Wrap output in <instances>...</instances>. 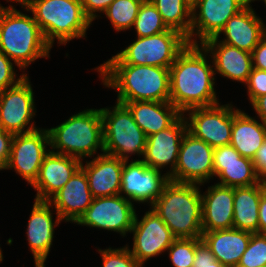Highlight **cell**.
Masks as SVG:
<instances>
[{"instance_id": "1", "label": "cell", "mask_w": 266, "mask_h": 267, "mask_svg": "<svg viewBox=\"0 0 266 267\" xmlns=\"http://www.w3.org/2000/svg\"><path fill=\"white\" fill-rule=\"evenodd\" d=\"M201 44H190L170 66V102L182 113L195 107L219 104L215 92V72Z\"/></svg>"}, {"instance_id": "2", "label": "cell", "mask_w": 266, "mask_h": 267, "mask_svg": "<svg viewBox=\"0 0 266 267\" xmlns=\"http://www.w3.org/2000/svg\"><path fill=\"white\" fill-rule=\"evenodd\" d=\"M95 70L104 86L117 90L116 102H170L169 68L103 63Z\"/></svg>"}, {"instance_id": "3", "label": "cell", "mask_w": 266, "mask_h": 267, "mask_svg": "<svg viewBox=\"0 0 266 267\" xmlns=\"http://www.w3.org/2000/svg\"><path fill=\"white\" fill-rule=\"evenodd\" d=\"M199 186L170 180L150 207L175 238H202V193Z\"/></svg>"}, {"instance_id": "4", "label": "cell", "mask_w": 266, "mask_h": 267, "mask_svg": "<svg viewBox=\"0 0 266 267\" xmlns=\"http://www.w3.org/2000/svg\"><path fill=\"white\" fill-rule=\"evenodd\" d=\"M51 48L33 15L0 4V51L20 70L27 69L38 58L50 57Z\"/></svg>"}, {"instance_id": "5", "label": "cell", "mask_w": 266, "mask_h": 267, "mask_svg": "<svg viewBox=\"0 0 266 267\" xmlns=\"http://www.w3.org/2000/svg\"><path fill=\"white\" fill-rule=\"evenodd\" d=\"M18 2L31 12L52 47L54 40L66 45L74 38L86 37L91 21L85 16L81 0H6Z\"/></svg>"}, {"instance_id": "6", "label": "cell", "mask_w": 266, "mask_h": 267, "mask_svg": "<svg viewBox=\"0 0 266 267\" xmlns=\"http://www.w3.org/2000/svg\"><path fill=\"white\" fill-rule=\"evenodd\" d=\"M47 130L51 151L55 153L81 161L85 157H94L98 149L104 153L101 109L83 110Z\"/></svg>"}, {"instance_id": "7", "label": "cell", "mask_w": 266, "mask_h": 267, "mask_svg": "<svg viewBox=\"0 0 266 267\" xmlns=\"http://www.w3.org/2000/svg\"><path fill=\"white\" fill-rule=\"evenodd\" d=\"M100 108L103 122L104 153L129 160V156H142L147 136L134 121L129 109L116 102L112 108Z\"/></svg>"}, {"instance_id": "8", "label": "cell", "mask_w": 266, "mask_h": 267, "mask_svg": "<svg viewBox=\"0 0 266 267\" xmlns=\"http://www.w3.org/2000/svg\"><path fill=\"white\" fill-rule=\"evenodd\" d=\"M188 45L187 37L181 32L168 29L160 34L137 37L136 41L112 56L104 63L148 65L170 68L179 53Z\"/></svg>"}, {"instance_id": "9", "label": "cell", "mask_w": 266, "mask_h": 267, "mask_svg": "<svg viewBox=\"0 0 266 267\" xmlns=\"http://www.w3.org/2000/svg\"><path fill=\"white\" fill-rule=\"evenodd\" d=\"M187 131L212 148L229 145L233 125V105L216 104L188 109Z\"/></svg>"}, {"instance_id": "10", "label": "cell", "mask_w": 266, "mask_h": 267, "mask_svg": "<svg viewBox=\"0 0 266 267\" xmlns=\"http://www.w3.org/2000/svg\"><path fill=\"white\" fill-rule=\"evenodd\" d=\"M31 85L26 75L17 85L0 92V129L12 134L39 129L31 121L36 115Z\"/></svg>"}, {"instance_id": "11", "label": "cell", "mask_w": 266, "mask_h": 267, "mask_svg": "<svg viewBox=\"0 0 266 267\" xmlns=\"http://www.w3.org/2000/svg\"><path fill=\"white\" fill-rule=\"evenodd\" d=\"M124 195L93 198L89 208L75 222L108 231L118 232L125 237L133 227L136 210Z\"/></svg>"}, {"instance_id": "12", "label": "cell", "mask_w": 266, "mask_h": 267, "mask_svg": "<svg viewBox=\"0 0 266 267\" xmlns=\"http://www.w3.org/2000/svg\"><path fill=\"white\" fill-rule=\"evenodd\" d=\"M213 151L209 144L186 131L182 138L178 161L169 179L179 183L203 185L214 176Z\"/></svg>"}, {"instance_id": "13", "label": "cell", "mask_w": 266, "mask_h": 267, "mask_svg": "<svg viewBox=\"0 0 266 267\" xmlns=\"http://www.w3.org/2000/svg\"><path fill=\"white\" fill-rule=\"evenodd\" d=\"M251 2V0H197L192 5L190 44H203L206 40L216 37L227 21ZM196 36L200 41H197Z\"/></svg>"}, {"instance_id": "14", "label": "cell", "mask_w": 266, "mask_h": 267, "mask_svg": "<svg viewBox=\"0 0 266 267\" xmlns=\"http://www.w3.org/2000/svg\"><path fill=\"white\" fill-rule=\"evenodd\" d=\"M49 134L47 129H37L28 133L14 134L8 162L5 169L15 172L32 185L37 179L47 150Z\"/></svg>"}, {"instance_id": "15", "label": "cell", "mask_w": 266, "mask_h": 267, "mask_svg": "<svg viewBox=\"0 0 266 267\" xmlns=\"http://www.w3.org/2000/svg\"><path fill=\"white\" fill-rule=\"evenodd\" d=\"M124 160L121 178L120 195L131 203H150L151 206L162 194L165 185L170 181L167 173L149 167L141 159Z\"/></svg>"}, {"instance_id": "16", "label": "cell", "mask_w": 266, "mask_h": 267, "mask_svg": "<svg viewBox=\"0 0 266 267\" xmlns=\"http://www.w3.org/2000/svg\"><path fill=\"white\" fill-rule=\"evenodd\" d=\"M131 232H133V248L129 251L142 267L151 257L167 251L176 239L169 227L151 208L140 221L135 215Z\"/></svg>"}, {"instance_id": "17", "label": "cell", "mask_w": 266, "mask_h": 267, "mask_svg": "<svg viewBox=\"0 0 266 267\" xmlns=\"http://www.w3.org/2000/svg\"><path fill=\"white\" fill-rule=\"evenodd\" d=\"M183 114L173 125L147 137L143 159L146 165L155 169H164L170 165V175L177 165L182 138L187 131Z\"/></svg>"}, {"instance_id": "18", "label": "cell", "mask_w": 266, "mask_h": 267, "mask_svg": "<svg viewBox=\"0 0 266 267\" xmlns=\"http://www.w3.org/2000/svg\"><path fill=\"white\" fill-rule=\"evenodd\" d=\"M81 160L49 151L43 158L37 179L31 185L36 200L49 201L81 167Z\"/></svg>"}, {"instance_id": "19", "label": "cell", "mask_w": 266, "mask_h": 267, "mask_svg": "<svg viewBox=\"0 0 266 267\" xmlns=\"http://www.w3.org/2000/svg\"><path fill=\"white\" fill-rule=\"evenodd\" d=\"M213 166L214 176L221 180L217 184L236 188L259 183L253 160L242 157L230 144L214 148Z\"/></svg>"}, {"instance_id": "20", "label": "cell", "mask_w": 266, "mask_h": 267, "mask_svg": "<svg viewBox=\"0 0 266 267\" xmlns=\"http://www.w3.org/2000/svg\"><path fill=\"white\" fill-rule=\"evenodd\" d=\"M53 206L49 201L36 200L28 220L27 240L36 267H45V261L53 245L54 229L62 221L59 216L53 221ZM54 222V223H53Z\"/></svg>"}, {"instance_id": "21", "label": "cell", "mask_w": 266, "mask_h": 267, "mask_svg": "<svg viewBox=\"0 0 266 267\" xmlns=\"http://www.w3.org/2000/svg\"><path fill=\"white\" fill-rule=\"evenodd\" d=\"M93 196L85 171L80 167L70 180L49 200L56 215L65 222H76L89 208Z\"/></svg>"}, {"instance_id": "22", "label": "cell", "mask_w": 266, "mask_h": 267, "mask_svg": "<svg viewBox=\"0 0 266 267\" xmlns=\"http://www.w3.org/2000/svg\"><path fill=\"white\" fill-rule=\"evenodd\" d=\"M123 166L124 160L106 153L97 154L85 165L81 162L93 198L120 194Z\"/></svg>"}, {"instance_id": "23", "label": "cell", "mask_w": 266, "mask_h": 267, "mask_svg": "<svg viewBox=\"0 0 266 267\" xmlns=\"http://www.w3.org/2000/svg\"><path fill=\"white\" fill-rule=\"evenodd\" d=\"M210 53L214 72L222 77L245 84L253 69L252 54L240 50L235 46L220 42L217 38H210L203 44Z\"/></svg>"}, {"instance_id": "24", "label": "cell", "mask_w": 266, "mask_h": 267, "mask_svg": "<svg viewBox=\"0 0 266 267\" xmlns=\"http://www.w3.org/2000/svg\"><path fill=\"white\" fill-rule=\"evenodd\" d=\"M221 33L225 34V37L220 42L252 53L258 42L266 35V26L249 3L227 21L215 38L219 39Z\"/></svg>"}, {"instance_id": "25", "label": "cell", "mask_w": 266, "mask_h": 267, "mask_svg": "<svg viewBox=\"0 0 266 267\" xmlns=\"http://www.w3.org/2000/svg\"><path fill=\"white\" fill-rule=\"evenodd\" d=\"M201 199L203 232L233 228L234 188L216 183Z\"/></svg>"}, {"instance_id": "26", "label": "cell", "mask_w": 266, "mask_h": 267, "mask_svg": "<svg viewBox=\"0 0 266 267\" xmlns=\"http://www.w3.org/2000/svg\"><path fill=\"white\" fill-rule=\"evenodd\" d=\"M131 112L134 121L146 136L165 130L183 114L171 102L135 101L118 102Z\"/></svg>"}, {"instance_id": "27", "label": "cell", "mask_w": 266, "mask_h": 267, "mask_svg": "<svg viewBox=\"0 0 266 267\" xmlns=\"http://www.w3.org/2000/svg\"><path fill=\"white\" fill-rule=\"evenodd\" d=\"M252 233L239 229H223L202 233V240L215 259L224 265L237 267L246 251Z\"/></svg>"}, {"instance_id": "28", "label": "cell", "mask_w": 266, "mask_h": 267, "mask_svg": "<svg viewBox=\"0 0 266 267\" xmlns=\"http://www.w3.org/2000/svg\"><path fill=\"white\" fill-rule=\"evenodd\" d=\"M266 139V125L240 109L233 108V125L230 145L242 157L254 159Z\"/></svg>"}, {"instance_id": "29", "label": "cell", "mask_w": 266, "mask_h": 267, "mask_svg": "<svg viewBox=\"0 0 266 267\" xmlns=\"http://www.w3.org/2000/svg\"><path fill=\"white\" fill-rule=\"evenodd\" d=\"M260 184L234 188L233 228L258 233Z\"/></svg>"}, {"instance_id": "30", "label": "cell", "mask_w": 266, "mask_h": 267, "mask_svg": "<svg viewBox=\"0 0 266 267\" xmlns=\"http://www.w3.org/2000/svg\"><path fill=\"white\" fill-rule=\"evenodd\" d=\"M161 14L163 22L170 29L187 37L190 43L192 5L187 0H150Z\"/></svg>"}, {"instance_id": "31", "label": "cell", "mask_w": 266, "mask_h": 267, "mask_svg": "<svg viewBox=\"0 0 266 267\" xmlns=\"http://www.w3.org/2000/svg\"><path fill=\"white\" fill-rule=\"evenodd\" d=\"M144 0H114L104 12L116 31L133 27L140 5Z\"/></svg>"}, {"instance_id": "32", "label": "cell", "mask_w": 266, "mask_h": 267, "mask_svg": "<svg viewBox=\"0 0 266 267\" xmlns=\"http://www.w3.org/2000/svg\"><path fill=\"white\" fill-rule=\"evenodd\" d=\"M133 27L137 37L153 36L169 29L150 0H144L140 5Z\"/></svg>"}, {"instance_id": "33", "label": "cell", "mask_w": 266, "mask_h": 267, "mask_svg": "<svg viewBox=\"0 0 266 267\" xmlns=\"http://www.w3.org/2000/svg\"><path fill=\"white\" fill-rule=\"evenodd\" d=\"M201 238H176L167 249L174 267H192L195 258V246Z\"/></svg>"}, {"instance_id": "34", "label": "cell", "mask_w": 266, "mask_h": 267, "mask_svg": "<svg viewBox=\"0 0 266 267\" xmlns=\"http://www.w3.org/2000/svg\"><path fill=\"white\" fill-rule=\"evenodd\" d=\"M266 266V234L252 233L246 251L243 253L237 267Z\"/></svg>"}, {"instance_id": "35", "label": "cell", "mask_w": 266, "mask_h": 267, "mask_svg": "<svg viewBox=\"0 0 266 267\" xmlns=\"http://www.w3.org/2000/svg\"><path fill=\"white\" fill-rule=\"evenodd\" d=\"M102 258V267H142L132 253L129 251V246L104 250L98 249Z\"/></svg>"}, {"instance_id": "36", "label": "cell", "mask_w": 266, "mask_h": 267, "mask_svg": "<svg viewBox=\"0 0 266 267\" xmlns=\"http://www.w3.org/2000/svg\"><path fill=\"white\" fill-rule=\"evenodd\" d=\"M3 52L0 51V92L17 85L27 74L23 73L16 79L15 63L11 62Z\"/></svg>"}, {"instance_id": "37", "label": "cell", "mask_w": 266, "mask_h": 267, "mask_svg": "<svg viewBox=\"0 0 266 267\" xmlns=\"http://www.w3.org/2000/svg\"><path fill=\"white\" fill-rule=\"evenodd\" d=\"M245 85L252 103L257 97L266 94V71L253 68Z\"/></svg>"}, {"instance_id": "38", "label": "cell", "mask_w": 266, "mask_h": 267, "mask_svg": "<svg viewBox=\"0 0 266 267\" xmlns=\"http://www.w3.org/2000/svg\"><path fill=\"white\" fill-rule=\"evenodd\" d=\"M192 267H230L217 261L210 248L201 239L195 246V258Z\"/></svg>"}, {"instance_id": "39", "label": "cell", "mask_w": 266, "mask_h": 267, "mask_svg": "<svg viewBox=\"0 0 266 267\" xmlns=\"http://www.w3.org/2000/svg\"><path fill=\"white\" fill-rule=\"evenodd\" d=\"M113 1L114 0H81V4L85 16L93 22L98 16L96 12L104 13Z\"/></svg>"}, {"instance_id": "40", "label": "cell", "mask_w": 266, "mask_h": 267, "mask_svg": "<svg viewBox=\"0 0 266 267\" xmlns=\"http://www.w3.org/2000/svg\"><path fill=\"white\" fill-rule=\"evenodd\" d=\"M14 134L0 129V170H5Z\"/></svg>"}, {"instance_id": "41", "label": "cell", "mask_w": 266, "mask_h": 267, "mask_svg": "<svg viewBox=\"0 0 266 267\" xmlns=\"http://www.w3.org/2000/svg\"><path fill=\"white\" fill-rule=\"evenodd\" d=\"M251 54L253 68L266 71V35L258 42Z\"/></svg>"}, {"instance_id": "42", "label": "cell", "mask_w": 266, "mask_h": 267, "mask_svg": "<svg viewBox=\"0 0 266 267\" xmlns=\"http://www.w3.org/2000/svg\"><path fill=\"white\" fill-rule=\"evenodd\" d=\"M253 164L258 176L266 172V139L256 152Z\"/></svg>"}, {"instance_id": "43", "label": "cell", "mask_w": 266, "mask_h": 267, "mask_svg": "<svg viewBox=\"0 0 266 267\" xmlns=\"http://www.w3.org/2000/svg\"><path fill=\"white\" fill-rule=\"evenodd\" d=\"M251 105L258 115L257 117L266 125V94L257 97Z\"/></svg>"}, {"instance_id": "44", "label": "cell", "mask_w": 266, "mask_h": 267, "mask_svg": "<svg viewBox=\"0 0 266 267\" xmlns=\"http://www.w3.org/2000/svg\"><path fill=\"white\" fill-rule=\"evenodd\" d=\"M258 233L266 234V196L262 195L259 204Z\"/></svg>"}, {"instance_id": "45", "label": "cell", "mask_w": 266, "mask_h": 267, "mask_svg": "<svg viewBox=\"0 0 266 267\" xmlns=\"http://www.w3.org/2000/svg\"><path fill=\"white\" fill-rule=\"evenodd\" d=\"M259 184L262 190V194L266 196V172L259 176Z\"/></svg>"}, {"instance_id": "46", "label": "cell", "mask_w": 266, "mask_h": 267, "mask_svg": "<svg viewBox=\"0 0 266 267\" xmlns=\"http://www.w3.org/2000/svg\"><path fill=\"white\" fill-rule=\"evenodd\" d=\"M2 250H1V248H0V263L3 261V255H2Z\"/></svg>"}, {"instance_id": "47", "label": "cell", "mask_w": 266, "mask_h": 267, "mask_svg": "<svg viewBox=\"0 0 266 267\" xmlns=\"http://www.w3.org/2000/svg\"><path fill=\"white\" fill-rule=\"evenodd\" d=\"M191 5H193L197 0H187Z\"/></svg>"}, {"instance_id": "48", "label": "cell", "mask_w": 266, "mask_h": 267, "mask_svg": "<svg viewBox=\"0 0 266 267\" xmlns=\"http://www.w3.org/2000/svg\"><path fill=\"white\" fill-rule=\"evenodd\" d=\"M251 1L253 2V1H256V0H251ZM260 1H261V0H260ZM262 1L264 2V4L266 3V0H262Z\"/></svg>"}]
</instances>
